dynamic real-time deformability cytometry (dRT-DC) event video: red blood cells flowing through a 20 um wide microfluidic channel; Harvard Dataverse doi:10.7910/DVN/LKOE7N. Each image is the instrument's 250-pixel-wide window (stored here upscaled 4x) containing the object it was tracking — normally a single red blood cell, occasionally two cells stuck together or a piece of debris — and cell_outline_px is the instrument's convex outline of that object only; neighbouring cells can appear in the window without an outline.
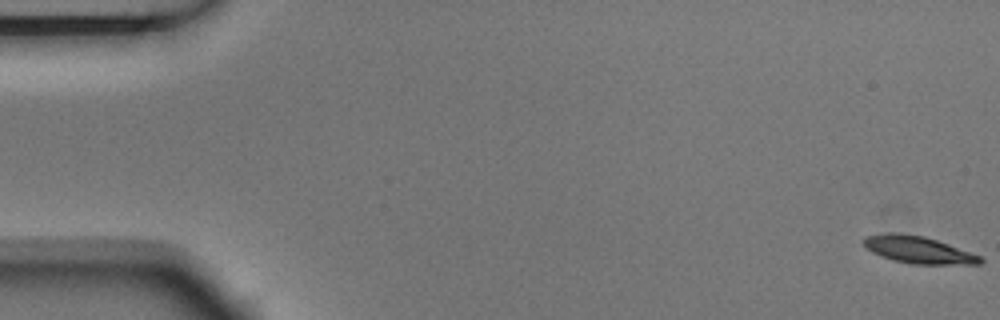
{"species": "Egyptian fruit bat (a non-hibernating species)", "species_latin": "Rousettus aegyptiacus", "temperature_condition": "room temperature", "stored_images_in_passage": 7, "camera_frame_rate_fps": 3000, "um_per_image_px": 0.085, "animal": {"sex": "male"}, "frame": {"image": 1, "passage_image": 1, "time_ms": 0.0, "image_size_px": [1000, 320], "cell_outline_px": [[984, 260], [980, 264], [912, 264], [892, 260], [880, 256], [872, 252], [860, 240], [864, 236], [888, 232], [900, 232], [924, 236], [948, 244], [980, 256]], "centroid_in_image_um": [77.99, 21.22], "position_along_channel_um": 7.0, "area_um2": 18.5}}
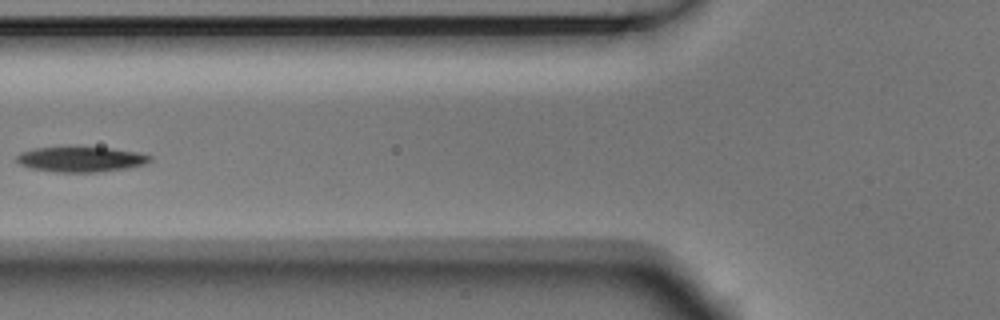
{"frame": {"image": 2, "passage_image": 6, "time_ms": 1.667, "image_size_px": [1000, 320], "cell_outline_px": [[152, 160], [144, 164], [128, 168], [96, 172], [56, 172], [32, 168], [20, 164], [16, 160], [16, 156], [20, 152], [36, 148], [76, 144], [112, 148], [136, 152], [152, 156]], "centroid_in_image_um": [6.86, 13.49], "position_along_channel_um": 118.9, "area_um2": 20.35}}
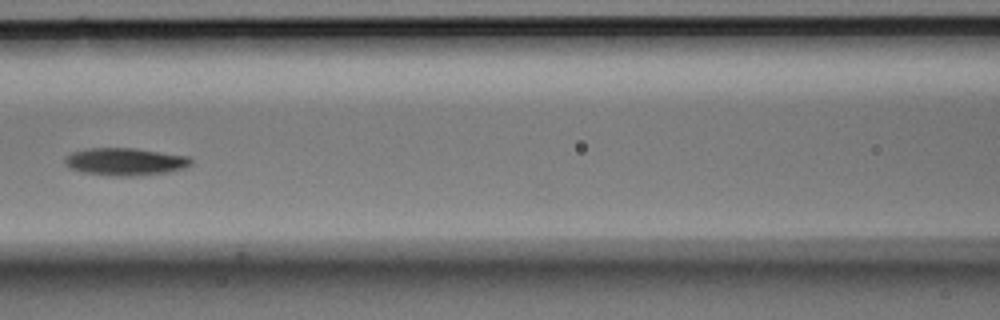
{"frame": {"image": 3, "passage_image": 7, "time_ms": 2.0, "image_size_px": [1000, 320], "cell_outline_px": [[192, 164], [184, 168], [168, 172], [136, 176], [112, 176], [84, 172], [68, 168], [64, 164], [64, 156], [72, 152], [88, 148], [136, 148], [188, 156], [192, 160]], "centroid_in_image_um": [10.62, 13.74], "position_along_channel_um": 156.0, "area_um2": 20.4}}